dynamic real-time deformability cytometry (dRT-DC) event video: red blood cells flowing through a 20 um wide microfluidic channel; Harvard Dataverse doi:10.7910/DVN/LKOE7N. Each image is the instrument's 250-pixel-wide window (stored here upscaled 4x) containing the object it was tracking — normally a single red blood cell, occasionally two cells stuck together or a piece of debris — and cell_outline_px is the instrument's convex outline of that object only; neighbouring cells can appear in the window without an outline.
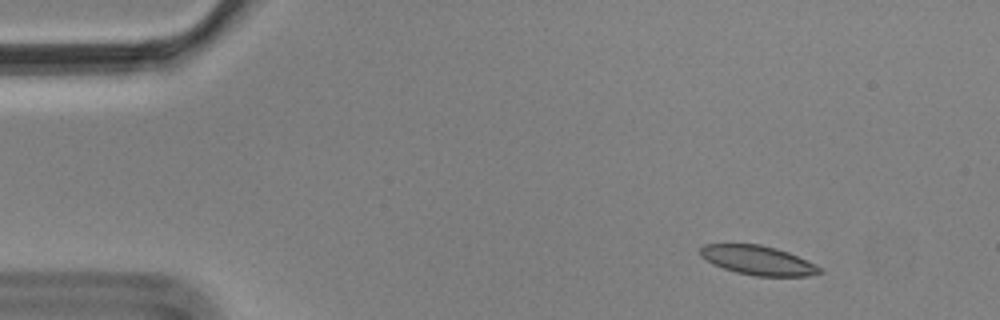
{"species": "Egyptian fruit bat (a non-hibernating species)", "species_latin": "Rousettus aegyptiacus", "temperature_condition": "cold", "stored_images_in_passage": 4, "camera_frame_rate_fps": 3000, "um_per_image_px": 0.085, "animal": {"sex": "male"}, "frame": {"image": 1, "passage_image": 1, "time_ms": 0.0, "image_size_px": [1000, 320], "cell_outline_px": [[824, 272], [808, 276], [756, 276], [736, 272], [712, 264], [700, 256], [700, 248], [704, 244], [760, 244], [776, 248], [788, 252], [808, 260], [816, 264]], "centroid_in_image_um": [64.44, 22.12], "position_along_channel_um": 20.6, "area_um2": 20.4}}